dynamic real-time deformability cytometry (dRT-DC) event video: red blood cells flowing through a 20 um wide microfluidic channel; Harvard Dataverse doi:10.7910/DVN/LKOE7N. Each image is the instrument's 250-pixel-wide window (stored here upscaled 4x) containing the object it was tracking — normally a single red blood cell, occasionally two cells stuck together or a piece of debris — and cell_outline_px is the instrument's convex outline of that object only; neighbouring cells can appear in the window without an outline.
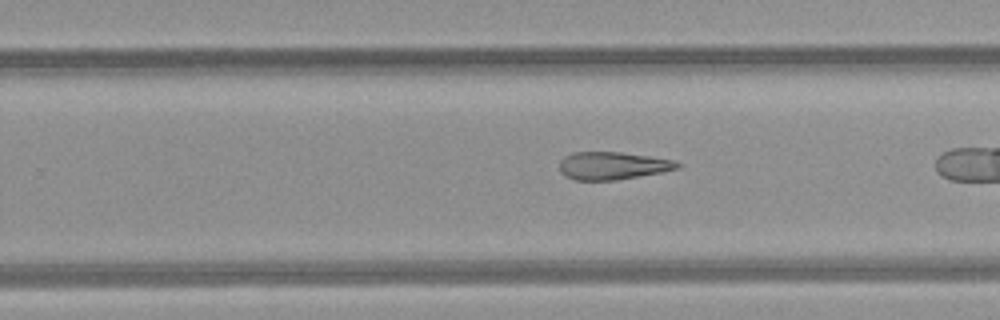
{"species": "common noctule bat (a hibernating species)", "species_latin": "Nyctalus noctula", "temperature_condition": "room temperature", "stored_images_in_passage": 24, "camera_frame_rate_fps": 3000, "um_per_image_px": 0.085, "animal": {"sex": "female", "body_mass_g": 21.9}, "frame": {"image": 1, "passage_image": 17, "time_ms": 5.333, "image_size_px": [1000, 320], "cell_outline_px": [[680, 168], [660, 172], [616, 180], [576, 180], [564, 176], [560, 172], [560, 160], [564, 156], [572, 152], [620, 152], [648, 156], [672, 160], [680, 164]], "centroid_in_image_um": [52.01, 14.08], "position_along_channel_um": 277.8, "area_um2": 18.9}}